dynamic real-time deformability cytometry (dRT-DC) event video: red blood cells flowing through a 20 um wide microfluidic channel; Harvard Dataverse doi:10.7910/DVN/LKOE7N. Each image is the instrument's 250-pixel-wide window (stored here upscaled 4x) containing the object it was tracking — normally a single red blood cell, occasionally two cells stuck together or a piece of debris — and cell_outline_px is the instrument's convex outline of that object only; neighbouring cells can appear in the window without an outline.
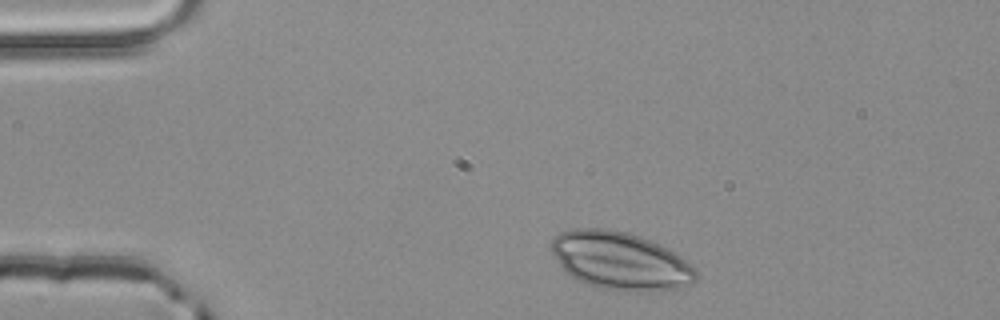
{"species": "common noctule bat (a hibernating species)", "species_latin": "Nyctalus noctula", "temperature_condition": "room temperature", "stored_images_in_passage": 5, "camera_frame_rate_fps": 3000, "um_per_image_px": 0.085, "animal": {"sex": "male", "body_mass_g": 20.4}, "frame": {"image": 1, "passage_image": 5, "time_ms": 1.333, "image_size_px": [1000, 320], "cell_outline_px": [[696, 280], [692, 284], [684, 288], [660, 292], [628, 292], [596, 288], [576, 280], [564, 272], [556, 260], [552, 252], [552, 240], [560, 232], [572, 228], [604, 228], [628, 232], [640, 236], [680, 256], [696, 268]], "centroid_in_image_um": [52.72, 22.21], "position_along_channel_um": 32.3, "area_um2": 49.42}}